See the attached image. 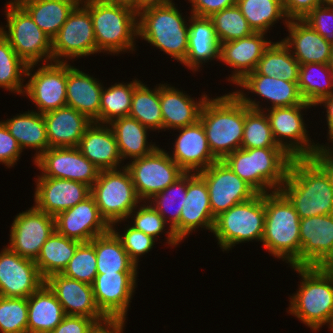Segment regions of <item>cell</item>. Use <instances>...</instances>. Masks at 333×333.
<instances>
[{"mask_svg": "<svg viewBox=\"0 0 333 333\" xmlns=\"http://www.w3.org/2000/svg\"><path fill=\"white\" fill-rule=\"evenodd\" d=\"M129 116L138 120L149 130H162L160 86L151 90L142 82L134 89Z\"/></svg>", "mask_w": 333, "mask_h": 333, "instance_id": "cell-44", "label": "cell"}, {"mask_svg": "<svg viewBox=\"0 0 333 333\" xmlns=\"http://www.w3.org/2000/svg\"><path fill=\"white\" fill-rule=\"evenodd\" d=\"M303 278L296 294L290 296L288 312L312 330L333 326V272L328 267H292Z\"/></svg>", "mask_w": 333, "mask_h": 333, "instance_id": "cell-3", "label": "cell"}, {"mask_svg": "<svg viewBox=\"0 0 333 333\" xmlns=\"http://www.w3.org/2000/svg\"><path fill=\"white\" fill-rule=\"evenodd\" d=\"M82 5L90 11L97 53L119 54L134 50L138 17L132 5L109 0H89Z\"/></svg>", "mask_w": 333, "mask_h": 333, "instance_id": "cell-5", "label": "cell"}, {"mask_svg": "<svg viewBox=\"0 0 333 333\" xmlns=\"http://www.w3.org/2000/svg\"><path fill=\"white\" fill-rule=\"evenodd\" d=\"M265 33L254 32L248 37L220 44V61L235 68L231 79L233 84L239 83L247 74L253 72L264 50L271 41L264 38Z\"/></svg>", "mask_w": 333, "mask_h": 333, "instance_id": "cell-27", "label": "cell"}, {"mask_svg": "<svg viewBox=\"0 0 333 333\" xmlns=\"http://www.w3.org/2000/svg\"><path fill=\"white\" fill-rule=\"evenodd\" d=\"M170 2H172V0H137V12L148 6L162 5Z\"/></svg>", "mask_w": 333, "mask_h": 333, "instance_id": "cell-61", "label": "cell"}, {"mask_svg": "<svg viewBox=\"0 0 333 333\" xmlns=\"http://www.w3.org/2000/svg\"><path fill=\"white\" fill-rule=\"evenodd\" d=\"M34 162L42 170L38 177L78 181L90 187L101 171L77 147L49 148Z\"/></svg>", "mask_w": 333, "mask_h": 333, "instance_id": "cell-17", "label": "cell"}, {"mask_svg": "<svg viewBox=\"0 0 333 333\" xmlns=\"http://www.w3.org/2000/svg\"><path fill=\"white\" fill-rule=\"evenodd\" d=\"M79 3V0H27L20 5L52 39Z\"/></svg>", "mask_w": 333, "mask_h": 333, "instance_id": "cell-39", "label": "cell"}, {"mask_svg": "<svg viewBox=\"0 0 333 333\" xmlns=\"http://www.w3.org/2000/svg\"><path fill=\"white\" fill-rule=\"evenodd\" d=\"M327 147V148H326ZM328 146L319 145L312 158L324 169L333 185V151Z\"/></svg>", "mask_w": 333, "mask_h": 333, "instance_id": "cell-59", "label": "cell"}, {"mask_svg": "<svg viewBox=\"0 0 333 333\" xmlns=\"http://www.w3.org/2000/svg\"><path fill=\"white\" fill-rule=\"evenodd\" d=\"M237 7L254 32L265 33L279 19L285 18L282 0H237Z\"/></svg>", "mask_w": 333, "mask_h": 333, "instance_id": "cell-46", "label": "cell"}, {"mask_svg": "<svg viewBox=\"0 0 333 333\" xmlns=\"http://www.w3.org/2000/svg\"><path fill=\"white\" fill-rule=\"evenodd\" d=\"M330 68L332 70V73H333V45H332V50H331V60H330Z\"/></svg>", "mask_w": 333, "mask_h": 333, "instance_id": "cell-63", "label": "cell"}, {"mask_svg": "<svg viewBox=\"0 0 333 333\" xmlns=\"http://www.w3.org/2000/svg\"><path fill=\"white\" fill-rule=\"evenodd\" d=\"M124 317H105L95 321L89 328L88 333H123Z\"/></svg>", "mask_w": 333, "mask_h": 333, "instance_id": "cell-58", "label": "cell"}, {"mask_svg": "<svg viewBox=\"0 0 333 333\" xmlns=\"http://www.w3.org/2000/svg\"><path fill=\"white\" fill-rule=\"evenodd\" d=\"M214 223L206 182L198 173L187 172V193L180 215V242L199 226L212 232Z\"/></svg>", "mask_w": 333, "mask_h": 333, "instance_id": "cell-25", "label": "cell"}, {"mask_svg": "<svg viewBox=\"0 0 333 333\" xmlns=\"http://www.w3.org/2000/svg\"><path fill=\"white\" fill-rule=\"evenodd\" d=\"M96 263L94 239L90 242H81L61 274L92 285L98 274Z\"/></svg>", "mask_w": 333, "mask_h": 333, "instance_id": "cell-49", "label": "cell"}, {"mask_svg": "<svg viewBox=\"0 0 333 333\" xmlns=\"http://www.w3.org/2000/svg\"><path fill=\"white\" fill-rule=\"evenodd\" d=\"M21 153L22 149L17 140L10 134L5 124L0 121V162L9 168L13 167L20 159Z\"/></svg>", "mask_w": 333, "mask_h": 333, "instance_id": "cell-54", "label": "cell"}, {"mask_svg": "<svg viewBox=\"0 0 333 333\" xmlns=\"http://www.w3.org/2000/svg\"><path fill=\"white\" fill-rule=\"evenodd\" d=\"M282 5L288 20L303 19L315 7L322 5V0H282Z\"/></svg>", "mask_w": 333, "mask_h": 333, "instance_id": "cell-55", "label": "cell"}, {"mask_svg": "<svg viewBox=\"0 0 333 333\" xmlns=\"http://www.w3.org/2000/svg\"><path fill=\"white\" fill-rule=\"evenodd\" d=\"M45 280L35 260L21 257L9 247L0 253V296L28 298Z\"/></svg>", "mask_w": 333, "mask_h": 333, "instance_id": "cell-18", "label": "cell"}, {"mask_svg": "<svg viewBox=\"0 0 333 333\" xmlns=\"http://www.w3.org/2000/svg\"><path fill=\"white\" fill-rule=\"evenodd\" d=\"M322 5H333V0H322Z\"/></svg>", "mask_w": 333, "mask_h": 333, "instance_id": "cell-64", "label": "cell"}, {"mask_svg": "<svg viewBox=\"0 0 333 333\" xmlns=\"http://www.w3.org/2000/svg\"><path fill=\"white\" fill-rule=\"evenodd\" d=\"M109 1L132 5L137 11V0H109Z\"/></svg>", "mask_w": 333, "mask_h": 333, "instance_id": "cell-62", "label": "cell"}, {"mask_svg": "<svg viewBox=\"0 0 333 333\" xmlns=\"http://www.w3.org/2000/svg\"><path fill=\"white\" fill-rule=\"evenodd\" d=\"M209 18L220 44L248 37L254 33L237 5L216 12Z\"/></svg>", "mask_w": 333, "mask_h": 333, "instance_id": "cell-48", "label": "cell"}, {"mask_svg": "<svg viewBox=\"0 0 333 333\" xmlns=\"http://www.w3.org/2000/svg\"><path fill=\"white\" fill-rule=\"evenodd\" d=\"M137 272L97 274L94 280V299L106 317L126 318L127 309L137 280Z\"/></svg>", "mask_w": 333, "mask_h": 333, "instance_id": "cell-21", "label": "cell"}, {"mask_svg": "<svg viewBox=\"0 0 333 333\" xmlns=\"http://www.w3.org/2000/svg\"><path fill=\"white\" fill-rule=\"evenodd\" d=\"M0 331L28 333V298L0 296Z\"/></svg>", "mask_w": 333, "mask_h": 333, "instance_id": "cell-50", "label": "cell"}, {"mask_svg": "<svg viewBox=\"0 0 333 333\" xmlns=\"http://www.w3.org/2000/svg\"><path fill=\"white\" fill-rule=\"evenodd\" d=\"M97 273L137 272V265L130 259L120 239L110 229L94 238Z\"/></svg>", "mask_w": 333, "mask_h": 333, "instance_id": "cell-41", "label": "cell"}, {"mask_svg": "<svg viewBox=\"0 0 333 333\" xmlns=\"http://www.w3.org/2000/svg\"><path fill=\"white\" fill-rule=\"evenodd\" d=\"M55 229L67 238L90 242L96 236L107 233L111 227L100 215L92 195L74 207L55 216Z\"/></svg>", "mask_w": 333, "mask_h": 333, "instance_id": "cell-20", "label": "cell"}, {"mask_svg": "<svg viewBox=\"0 0 333 333\" xmlns=\"http://www.w3.org/2000/svg\"><path fill=\"white\" fill-rule=\"evenodd\" d=\"M323 104L326 108V120H327V125H328V134H329V139L332 141L333 144V94H331L330 96H327L325 98H323L318 104L321 105Z\"/></svg>", "mask_w": 333, "mask_h": 333, "instance_id": "cell-60", "label": "cell"}, {"mask_svg": "<svg viewBox=\"0 0 333 333\" xmlns=\"http://www.w3.org/2000/svg\"><path fill=\"white\" fill-rule=\"evenodd\" d=\"M199 121L204 127L209 148L218 160L241 148L245 104L234 92L211 100L208 97Z\"/></svg>", "mask_w": 333, "mask_h": 333, "instance_id": "cell-2", "label": "cell"}, {"mask_svg": "<svg viewBox=\"0 0 333 333\" xmlns=\"http://www.w3.org/2000/svg\"><path fill=\"white\" fill-rule=\"evenodd\" d=\"M291 160L282 148H240L223 159L258 194L268 193L269 189V192L280 190Z\"/></svg>", "mask_w": 333, "mask_h": 333, "instance_id": "cell-6", "label": "cell"}, {"mask_svg": "<svg viewBox=\"0 0 333 333\" xmlns=\"http://www.w3.org/2000/svg\"><path fill=\"white\" fill-rule=\"evenodd\" d=\"M132 160L131 163L125 165V168L131 175L137 195L143 201H148L185 173L160 147L144 157Z\"/></svg>", "mask_w": 333, "mask_h": 333, "instance_id": "cell-11", "label": "cell"}, {"mask_svg": "<svg viewBox=\"0 0 333 333\" xmlns=\"http://www.w3.org/2000/svg\"><path fill=\"white\" fill-rule=\"evenodd\" d=\"M140 80L131 83H115L105 89L103 87L100 99L99 123L110 124L113 120L129 116L134 89Z\"/></svg>", "mask_w": 333, "mask_h": 333, "instance_id": "cell-45", "label": "cell"}, {"mask_svg": "<svg viewBox=\"0 0 333 333\" xmlns=\"http://www.w3.org/2000/svg\"><path fill=\"white\" fill-rule=\"evenodd\" d=\"M310 107L313 105L304 101L300 105L267 109L266 115L275 141L292 158H312L319 147V144L311 143L307 136L308 131L301 115V110ZM284 138L289 143L284 142Z\"/></svg>", "mask_w": 333, "mask_h": 333, "instance_id": "cell-12", "label": "cell"}, {"mask_svg": "<svg viewBox=\"0 0 333 333\" xmlns=\"http://www.w3.org/2000/svg\"><path fill=\"white\" fill-rule=\"evenodd\" d=\"M315 71L317 74H313ZM297 84L302 99L316 106L323 98L333 94V73L330 65L320 63L300 65Z\"/></svg>", "mask_w": 333, "mask_h": 333, "instance_id": "cell-43", "label": "cell"}, {"mask_svg": "<svg viewBox=\"0 0 333 333\" xmlns=\"http://www.w3.org/2000/svg\"><path fill=\"white\" fill-rule=\"evenodd\" d=\"M3 123L22 150L27 147L37 150L34 161L50 148L43 114L32 110L14 116Z\"/></svg>", "mask_w": 333, "mask_h": 333, "instance_id": "cell-37", "label": "cell"}, {"mask_svg": "<svg viewBox=\"0 0 333 333\" xmlns=\"http://www.w3.org/2000/svg\"><path fill=\"white\" fill-rule=\"evenodd\" d=\"M300 217L280 191L265 193V223L262 242L274 257L300 267Z\"/></svg>", "mask_w": 333, "mask_h": 333, "instance_id": "cell-4", "label": "cell"}, {"mask_svg": "<svg viewBox=\"0 0 333 333\" xmlns=\"http://www.w3.org/2000/svg\"><path fill=\"white\" fill-rule=\"evenodd\" d=\"M183 91L167 86L160 85V108L162 111L163 129H179L190 126L200 120L202 107L207 100V94L199 102H195Z\"/></svg>", "mask_w": 333, "mask_h": 333, "instance_id": "cell-31", "label": "cell"}, {"mask_svg": "<svg viewBox=\"0 0 333 333\" xmlns=\"http://www.w3.org/2000/svg\"><path fill=\"white\" fill-rule=\"evenodd\" d=\"M280 191L300 219L333 214V185L313 158H292Z\"/></svg>", "mask_w": 333, "mask_h": 333, "instance_id": "cell-1", "label": "cell"}, {"mask_svg": "<svg viewBox=\"0 0 333 333\" xmlns=\"http://www.w3.org/2000/svg\"><path fill=\"white\" fill-rule=\"evenodd\" d=\"M137 17L138 36L181 64L185 61L189 25L173 2L142 8Z\"/></svg>", "mask_w": 333, "mask_h": 333, "instance_id": "cell-7", "label": "cell"}, {"mask_svg": "<svg viewBox=\"0 0 333 333\" xmlns=\"http://www.w3.org/2000/svg\"><path fill=\"white\" fill-rule=\"evenodd\" d=\"M265 223V194L234 205L215 218L213 233L223 251L238 243L262 242Z\"/></svg>", "mask_w": 333, "mask_h": 333, "instance_id": "cell-8", "label": "cell"}, {"mask_svg": "<svg viewBox=\"0 0 333 333\" xmlns=\"http://www.w3.org/2000/svg\"><path fill=\"white\" fill-rule=\"evenodd\" d=\"M111 230L120 239L123 248L126 250L130 259L137 266L140 255L148 253V251H150L154 246L155 239L152 236L147 235L130 225L127 229L125 228L124 233L122 235H120V233L117 232L114 226H111Z\"/></svg>", "mask_w": 333, "mask_h": 333, "instance_id": "cell-51", "label": "cell"}, {"mask_svg": "<svg viewBox=\"0 0 333 333\" xmlns=\"http://www.w3.org/2000/svg\"><path fill=\"white\" fill-rule=\"evenodd\" d=\"M327 267L333 272V261Z\"/></svg>", "mask_w": 333, "mask_h": 333, "instance_id": "cell-66", "label": "cell"}, {"mask_svg": "<svg viewBox=\"0 0 333 333\" xmlns=\"http://www.w3.org/2000/svg\"><path fill=\"white\" fill-rule=\"evenodd\" d=\"M85 1H89V0H79L80 3L85 2Z\"/></svg>", "mask_w": 333, "mask_h": 333, "instance_id": "cell-67", "label": "cell"}, {"mask_svg": "<svg viewBox=\"0 0 333 333\" xmlns=\"http://www.w3.org/2000/svg\"><path fill=\"white\" fill-rule=\"evenodd\" d=\"M108 124L92 122L85 130L77 148L100 170L121 169L122 158L115 134ZM106 126V127H105Z\"/></svg>", "mask_w": 333, "mask_h": 333, "instance_id": "cell-28", "label": "cell"}, {"mask_svg": "<svg viewBox=\"0 0 333 333\" xmlns=\"http://www.w3.org/2000/svg\"><path fill=\"white\" fill-rule=\"evenodd\" d=\"M234 93L245 104V121L241 148H281L273 137L268 117L264 113L265 111L260 109V102L246 97V94L242 90Z\"/></svg>", "mask_w": 333, "mask_h": 333, "instance_id": "cell-36", "label": "cell"}, {"mask_svg": "<svg viewBox=\"0 0 333 333\" xmlns=\"http://www.w3.org/2000/svg\"><path fill=\"white\" fill-rule=\"evenodd\" d=\"M55 217L35 206L16 215L8 247L21 257L36 260L42 246L55 231Z\"/></svg>", "mask_w": 333, "mask_h": 333, "instance_id": "cell-16", "label": "cell"}, {"mask_svg": "<svg viewBox=\"0 0 333 333\" xmlns=\"http://www.w3.org/2000/svg\"><path fill=\"white\" fill-rule=\"evenodd\" d=\"M8 31L0 27L1 34L9 41L16 54L27 64L53 62L52 39L33 21L20 5L8 2L6 7Z\"/></svg>", "mask_w": 333, "mask_h": 333, "instance_id": "cell-10", "label": "cell"}, {"mask_svg": "<svg viewBox=\"0 0 333 333\" xmlns=\"http://www.w3.org/2000/svg\"><path fill=\"white\" fill-rule=\"evenodd\" d=\"M286 27L290 34L282 42L290 49L291 54L300 65L330 64L332 45L308 23L303 19H291L287 22Z\"/></svg>", "mask_w": 333, "mask_h": 333, "instance_id": "cell-26", "label": "cell"}, {"mask_svg": "<svg viewBox=\"0 0 333 333\" xmlns=\"http://www.w3.org/2000/svg\"><path fill=\"white\" fill-rule=\"evenodd\" d=\"M188 21V50L182 64L196 71L202 63L220 59V42L209 17L191 15Z\"/></svg>", "mask_w": 333, "mask_h": 333, "instance_id": "cell-32", "label": "cell"}, {"mask_svg": "<svg viewBox=\"0 0 333 333\" xmlns=\"http://www.w3.org/2000/svg\"><path fill=\"white\" fill-rule=\"evenodd\" d=\"M115 134L121 158L144 157L152 153L158 146L148 144L147 130L138 120L124 116L113 120L109 124Z\"/></svg>", "mask_w": 333, "mask_h": 333, "instance_id": "cell-38", "label": "cell"}, {"mask_svg": "<svg viewBox=\"0 0 333 333\" xmlns=\"http://www.w3.org/2000/svg\"><path fill=\"white\" fill-rule=\"evenodd\" d=\"M95 53L97 46L90 11L79 3L52 38L53 62H66L62 57L75 59Z\"/></svg>", "mask_w": 333, "mask_h": 333, "instance_id": "cell-13", "label": "cell"}, {"mask_svg": "<svg viewBox=\"0 0 333 333\" xmlns=\"http://www.w3.org/2000/svg\"><path fill=\"white\" fill-rule=\"evenodd\" d=\"M102 89V84L96 78L67 64L66 106L99 123Z\"/></svg>", "mask_w": 333, "mask_h": 333, "instance_id": "cell-30", "label": "cell"}, {"mask_svg": "<svg viewBox=\"0 0 333 333\" xmlns=\"http://www.w3.org/2000/svg\"><path fill=\"white\" fill-rule=\"evenodd\" d=\"M36 180L34 206L54 217L91 195V187L78 181L52 177Z\"/></svg>", "mask_w": 333, "mask_h": 333, "instance_id": "cell-22", "label": "cell"}, {"mask_svg": "<svg viewBox=\"0 0 333 333\" xmlns=\"http://www.w3.org/2000/svg\"><path fill=\"white\" fill-rule=\"evenodd\" d=\"M43 117L50 148L77 147L86 128L92 123L69 106L46 112Z\"/></svg>", "mask_w": 333, "mask_h": 333, "instance_id": "cell-29", "label": "cell"}, {"mask_svg": "<svg viewBox=\"0 0 333 333\" xmlns=\"http://www.w3.org/2000/svg\"><path fill=\"white\" fill-rule=\"evenodd\" d=\"M303 20L333 45V5L315 7Z\"/></svg>", "mask_w": 333, "mask_h": 333, "instance_id": "cell-53", "label": "cell"}, {"mask_svg": "<svg viewBox=\"0 0 333 333\" xmlns=\"http://www.w3.org/2000/svg\"><path fill=\"white\" fill-rule=\"evenodd\" d=\"M94 319L85 316L65 315L51 333H88Z\"/></svg>", "mask_w": 333, "mask_h": 333, "instance_id": "cell-56", "label": "cell"}, {"mask_svg": "<svg viewBox=\"0 0 333 333\" xmlns=\"http://www.w3.org/2000/svg\"><path fill=\"white\" fill-rule=\"evenodd\" d=\"M300 266L327 267L333 261V214L300 219Z\"/></svg>", "mask_w": 333, "mask_h": 333, "instance_id": "cell-19", "label": "cell"}, {"mask_svg": "<svg viewBox=\"0 0 333 333\" xmlns=\"http://www.w3.org/2000/svg\"><path fill=\"white\" fill-rule=\"evenodd\" d=\"M64 316L62 305L45 283L28 297V333H51Z\"/></svg>", "mask_w": 333, "mask_h": 333, "instance_id": "cell-34", "label": "cell"}, {"mask_svg": "<svg viewBox=\"0 0 333 333\" xmlns=\"http://www.w3.org/2000/svg\"><path fill=\"white\" fill-rule=\"evenodd\" d=\"M27 0H11L10 2L15 3V4H20L21 2H24Z\"/></svg>", "mask_w": 333, "mask_h": 333, "instance_id": "cell-65", "label": "cell"}, {"mask_svg": "<svg viewBox=\"0 0 333 333\" xmlns=\"http://www.w3.org/2000/svg\"><path fill=\"white\" fill-rule=\"evenodd\" d=\"M27 66L0 32V87L24 94L22 77L26 75Z\"/></svg>", "mask_w": 333, "mask_h": 333, "instance_id": "cell-47", "label": "cell"}, {"mask_svg": "<svg viewBox=\"0 0 333 333\" xmlns=\"http://www.w3.org/2000/svg\"><path fill=\"white\" fill-rule=\"evenodd\" d=\"M136 209L137 208L133 209L129 214V218L131 215L132 217L134 215V222L131 226L147 235L152 236L154 239H157L159 234L164 231L165 225L167 224L164 218L151 204H141L137 211H135Z\"/></svg>", "mask_w": 333, "mask_h": 333, "instance_id": "cell-52", "label": "cell"}, {"mask_svg": "<svg viewBox=\"0 0 333 333\" xmlns=\"http://www.w3.org/2000/svg\"><path fill=\"white\" fill-rule=\"evenodd\" d=\"M186 193L187 172L150 199V204L164 218L166 223H168L169 219L168 224L170 225V230L166 232L168 234L166 243L172 246H176L180 242V215L185 202ZM167 213H171L170 217H167Z\"/></svg>", "mask_w": 333, "mask_h": 333, "instance_id": "cell-35", "label": "cell"}, {"mask_svg": "<svg viewBox=\"0 0 333 333\" xmlns=\"http://www.w3.org/2000/svg\"><path fill=\"white\" fill-rule=\"evenodd\" d=\"M45 284L55 294L65 315L85 316L95 321L106 317L96 305L92 285L61 273L52 274L45 279Z\"/></svg>", "mask_w": 333, "mask_h": 333, "instance_id": "cell-23", "label": "cell"}, {"mask_svg": "<svg viewBox=\"0 0 333 333\" xmlns=\"http://www.w3.org/2000/svg\"><path fill=\"white\" fill-rule=\"evenodd\" d=\"M121 168L123 169L101 170L91 187V195L100 215L110 227L128 219L130 212L142 202L129 171L125 166Z\"/></svg>", "mask_w": 333, "mask_h": 333, "instance_id": "cell-9", "label": "cell"}, {"mask_svg": "<svg viewBox=\"0 0 333 333\" xmlns=\"http://www.w3.org/2000/svg\"><path fill=\"white\" fill-rule=\"evenodd\" d=\"M299 62L282 42H271L264 50L255 70L247 75H265L298 82Z\"/></svg>", "mask_w": 333, "mask_h": 333, "instance_id": "cell-42", "label": "cell"}, {"mask_svg": "<svg viewBox=\"0 0 333 333\" xmlns=\"http://www.w3.org/2000/svg\"><path fill=\"white\" fill-rule=\"evenodd\" d=\"M192 3L191 14L210 17L212 14L236 5L237 0H188Z\"/></svg>", "mask_w": 333, "mask_h": 333, "instance_id": "cell-57", "label": "cell"}, {"mask_svg": "<svg viewBox=\"0 0 333 333\" xmlns=\"http://www.w3.org/2000/svg\"><path fill=\"white\" fill-rule=\"evenodd\" d=\"M174 151L169 155L185 172L198 173L218 161L212 154L204 127L200 121L179 128Z\"/></svg>", "mask_w": 333, "mask_h": 333, "instance_id": "cell-24", "label": "cell"}, {"mask_svg": "<svg viewBox=\"0 0 333 333\" xmlns=\"http://www.w3.org/2000/svg\"><path fill=\"white\" fill-rule=\"evenodd\" d=\"M198 174L207 184L214 218L234 205L246 202L258 194L234 173L223 160L214 162Z\"/></svg>", "mask_w": 333, "mask_h": 333, "instance_id": "cell-14", "label": "cell"}, {"mask_svg": "<svg viewBox=\"0 0 333 333\" xmlns=\"http://www.w3.org/2000/svg\"><path fill=\"white\" fill-rule=\"evenodd\" d=\"M67 63L42 64L34 74L30 72L35 64L27 66L25 76L30 79L25 85L24 94L35 103L39 113L44 114L66 106Z\"/></svg>", "mask_w": 333, "mask_h": 333, "instance_id": "cell-15", "label": "cell"}, {"mask_svg": "<svg viewBox=\"0 0 333 333\" xmlns=\"http://www.w3.org/2000/svg\"><path fill=\"white\" fill-rule=\"evenodd\" d=\"M81 242L67 238L56 230L42 246L35 263L45 280L52 274L62 273Z\"/></svg>", "mask_w": 333, "mask_h": 333, "instance_id": "cell-40", "label": "cell"}, {"mask_svg": "<svg viewBox=\"0 0 333 333\" xmlns=\"http://www.w3.org/2000/svg\"><path fill=\"white\" fill-rule=\"evenodd\" d=\"M297 83L278 77L246 75L236 85L271 101L272 107L270 108H278L300 105L304 102Z\"/></svg>", "mask_w": 333, "mask_h": 333, "instance_id": "cell-33", "label": "cell"}]
</instances>
